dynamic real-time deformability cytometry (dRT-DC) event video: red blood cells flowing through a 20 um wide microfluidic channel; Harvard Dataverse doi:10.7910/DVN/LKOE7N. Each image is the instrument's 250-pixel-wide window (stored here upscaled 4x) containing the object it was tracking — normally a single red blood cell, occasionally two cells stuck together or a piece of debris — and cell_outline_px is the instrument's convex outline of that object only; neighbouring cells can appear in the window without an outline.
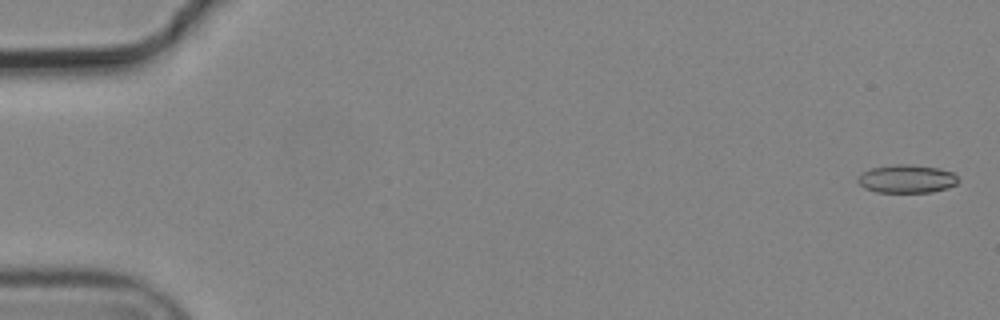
{"species": "common noctule bat (a hibernating species)", "species_latin": "Nyctalus noctula", "temperature_condition": "cold", "stored_images_in_passage": 5, "camera_frame_rate_fps": 3000, "um_per_image_px": 0.085, "animal": {"sex": "male", "body_mass_g": 19.2, "forearm_length_mm": 51.8}, "frame": {"image": 1, "passage_image": 1, "time_ms": 0.0, "image_size_px": [1000, 320], "cell_outline_px": [[960, 180], [956, 184], [948, 188], [932, 192], [876, 192], [864, 188], [856, 180], [864, 172], [872, 168], [896, 164], [908, 164], [940, 168], [952, 172]], "centroid_in_image_um": [77.1, 15.2], "position_along_channel_um": 7.9, "area_um2": 16.47}}
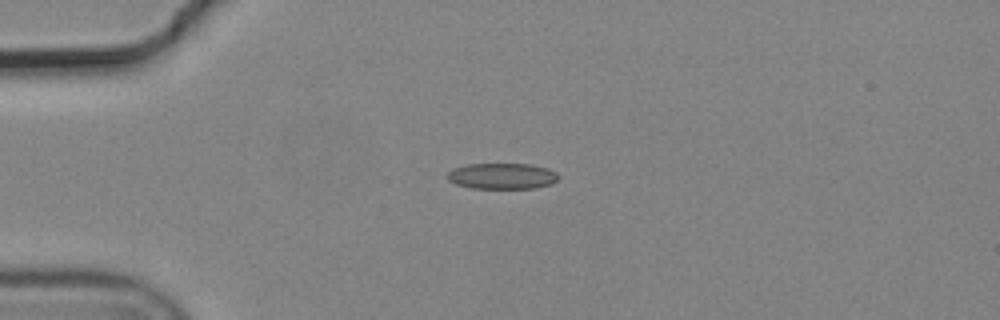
{"frame": {"image": 2, "passage_image": 4, "time_ms": 1.0, "image_size_px": [1000, 320], "cell_outline_px": [[560, 176], [552, 184], [536, 188], [472, 188], [456, 184], [448, 180], [444, 176], [452, 168], [468, 164], [532, 164], [548, 168], [556, 172]], "centroid_in_image_um": [42.67, 14.96], "position_along_channel_um": 42.3, "area_um2": 16.99}}